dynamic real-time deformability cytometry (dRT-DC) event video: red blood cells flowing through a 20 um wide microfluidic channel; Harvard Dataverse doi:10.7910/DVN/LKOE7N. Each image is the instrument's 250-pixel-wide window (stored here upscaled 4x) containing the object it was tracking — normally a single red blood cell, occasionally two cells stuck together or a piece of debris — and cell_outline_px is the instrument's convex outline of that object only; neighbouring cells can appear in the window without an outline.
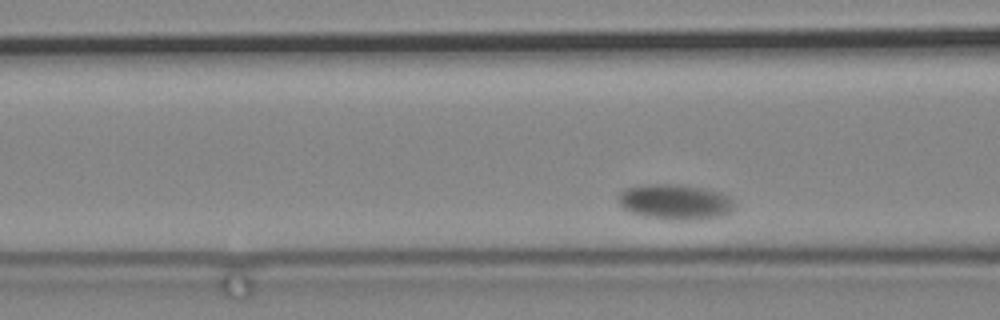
{"species": "common noctule bat (a hibernating species)", "species_latin": "Nyctalus noctula", "temperature_condition": "cold", "stored_images_in_passage": 41, "camera_frame_rate_fps": 3000, "um_per_image_px": 0.085, "animal": {"sex": "male", "body_mass_g": 19.2, "forearm_length_mm": 51.8}, "frame": {"image": 1, "passage_image": 7, "time_ms": 2.0, "image_size_px": [1000, 320], "cell_outline_px": [[736, 204], [728, 212], [720, 216], [700, 220], [672, 220], [644, 216], [632, 212], [624, 208], [620, 204], [620, 192], [624, 188], [648, 184], [680, 184], [704, 188], [720, 192], [728, 196]], "centroid_in_image_um": [57.41, 17.16], "position_along_channel_um": 109.2, "area_um2": 23.87}}
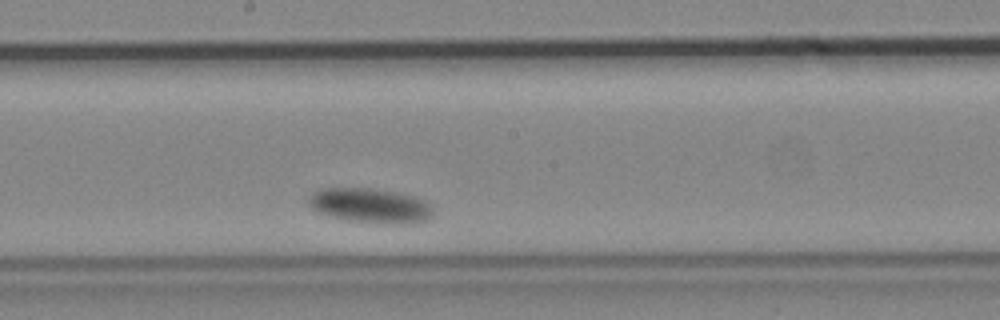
{"frame": {"image": 2, "passage_image": 20, "time_ms": 6.333, "image_size_px": [1000, 320], "cell_outline_px": [[432, 216], [428, 220], [408, 224], [388, 224], [352, 220], [328, 216], [312, 208], [308, 204], [308, 196], [312, 192], [324, 188], [372, 188], [396, 192], [416, 196], [424, 200], [432, 208]], "centroid_in_image_um": [31.49, 17.47], "position_along_channel_um": 216.7, "area_um2": 25.26}}
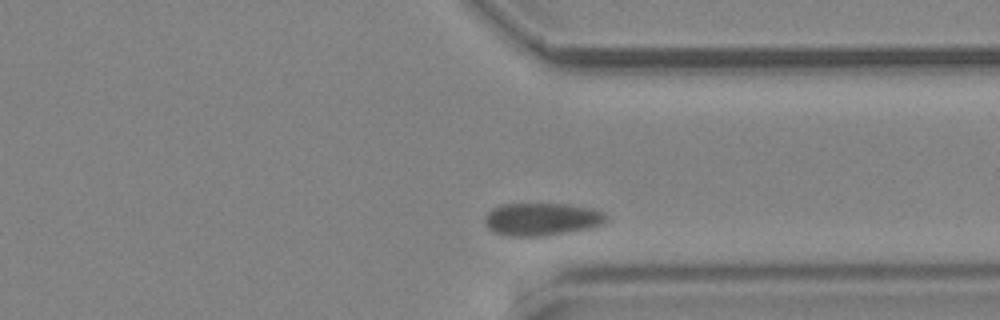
{"frame": {"image": 3, "passage_image": 37, "time_ms": 12.0, "image_size_px": [1000, 320], "cell_outline_px": [[608, 220], [600, 224], [588, 228], [564, 232], [536, 236], [512, 236], [496, 232], [488, 228], [484, 224], [484, 216], [492, 208], [504, 204], [572, 204], [592, 208], [604, 212], [608, 216]], "centroid_in_image_um": [46.04, 18.61], "position_along_channel_um": 365.4, "area_um2": 22.95}}